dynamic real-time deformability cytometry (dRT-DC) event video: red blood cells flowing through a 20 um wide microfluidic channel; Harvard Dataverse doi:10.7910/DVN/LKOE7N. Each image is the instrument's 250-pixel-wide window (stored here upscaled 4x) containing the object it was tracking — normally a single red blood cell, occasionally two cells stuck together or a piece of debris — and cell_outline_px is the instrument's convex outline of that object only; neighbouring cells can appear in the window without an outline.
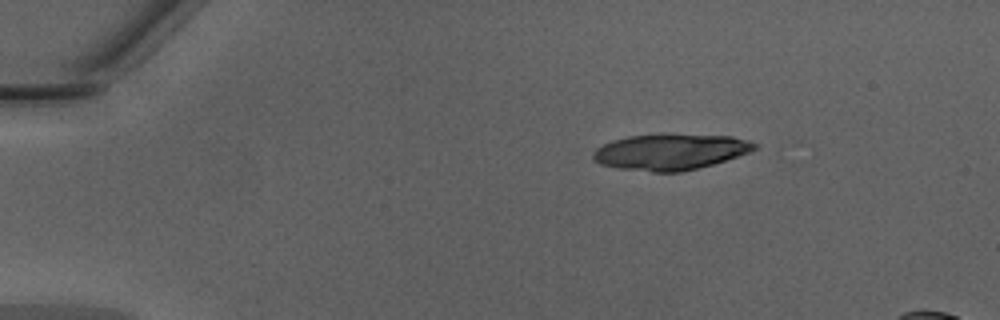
{"species": "Egyptian fruit bat (a non-hibernating species)", "species_latin": "Rousettus aegyptiacus", "temperature_condition": "warm", "stored_images_in_passage": 11, "camera_frame_rate_fps": 3000, "um_per_image_px": 0.085, "animal": {"sex": "male"}, "frame": {"image": 1, "passage_image": 1, "time_ms": 0.0, "image_size_px": [1000, 320], "cell_outline_px": [[760, 144], [756, 148], [748, 152], [712, 164], [680, 172], [652, 172], [616, 168], [600, 164], [592, 160], [592, 152], [596, 148], [612, 140], [628, 136], [668, 132], [732, 136], [748, 140]], "centroid_in_image_um": [56.94, 12.87], "position_along_channel_um": 28.1, "area_um2": 34.51}}